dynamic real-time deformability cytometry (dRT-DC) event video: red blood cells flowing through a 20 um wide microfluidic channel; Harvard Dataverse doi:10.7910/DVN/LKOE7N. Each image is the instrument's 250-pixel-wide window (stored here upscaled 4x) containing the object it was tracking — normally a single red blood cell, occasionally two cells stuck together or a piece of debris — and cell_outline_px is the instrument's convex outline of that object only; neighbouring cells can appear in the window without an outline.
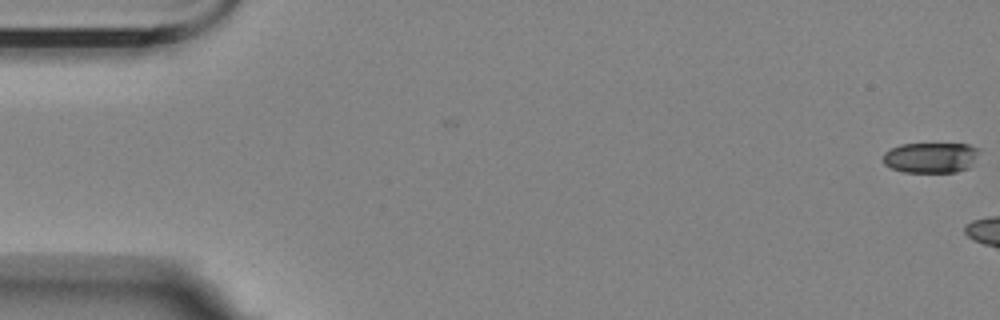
{"species": "Egyptian fruit bat (a non-hibernating species)", "species_latin": "Rousettus aegyptiacus", "temperature_condition": "room temperature", "stored_images_in_passage": 9, "camera_frame_rate_fps": 3000, "um_per_image_px": 0.085, "animal": {"sex": "female"}, "frame": {"image": 1, "passage_image": 1, "time_ms": 0.0, "image_size_px": [1000, 320], "cell_outline_px": [[980, 148], [976, 156], [968, 168], [956, 172], [904, 172], [892, 168], [884, 164], [884, 152], [900, 144], [968, 144]], "centroid_in_image_um": [79.11, 13.39], "position_along_channel_um": 5.9, "area_um2": 16.94}}